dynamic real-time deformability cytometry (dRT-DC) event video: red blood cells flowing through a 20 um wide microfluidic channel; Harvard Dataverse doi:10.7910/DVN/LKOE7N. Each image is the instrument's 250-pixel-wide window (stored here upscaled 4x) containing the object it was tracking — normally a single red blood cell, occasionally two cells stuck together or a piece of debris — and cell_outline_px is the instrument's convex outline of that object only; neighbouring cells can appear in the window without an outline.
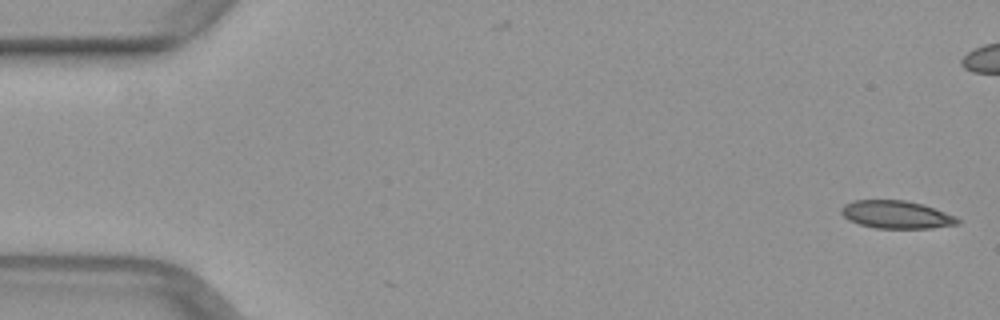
{"species": "common noctule bat (a hibernating species)", "species_latin": "Nyctalus noctula", "temperature_condition": "warm", "stored_images_in_passage": 51, "camera_frame_rate_fps": 3000, "um_per_image_px": 0.085, "animal": {"sex": "female", "body_mass_g": 29.2, "forearm_length_mm": 56.3}, "frame": {"image": 1, "passage_image": 1, "time_ms": 0.0, "image_size_px": [1000, 320], "cell_outline_px": [[960, 224], [928, 228], [876, 228], [860, 224], [848, 220], [840, 212], [840, 208], [844, 204], [856, 200], [904, 200], [920, 204], [956, 216], [960, 220]], "centroid_in_image_um": [76.16, 18.24], "position_along_channel_um": 8.8, "area_um2": 18.67}}
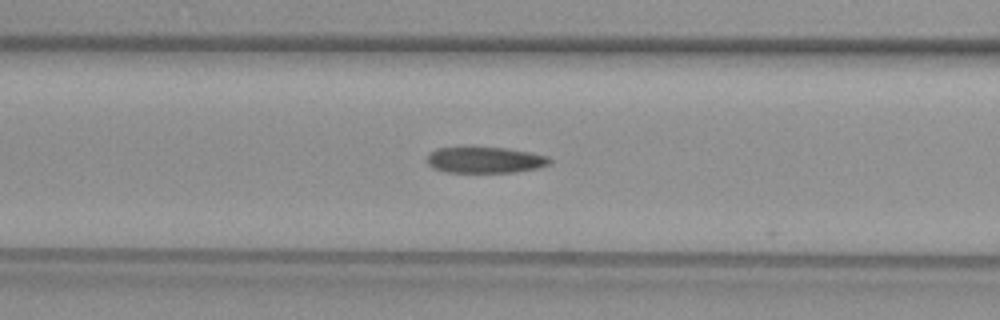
{"frame": {"image": 2, "passage_image": 20, "time_ms": 6.333, "image_size_px": [1000, 320], "cell_outline_px": [[552, 164], [536, 168], [516, 172], [444, 172], [432, 168], [428, 164], [428, 156], [436, 148], [508, 148], [548, 156], [552, 160]], "centroid_in_image_um": [41.26, 13.61], "position_along_channel_um": 125.3, "area_um2": 18.5}}
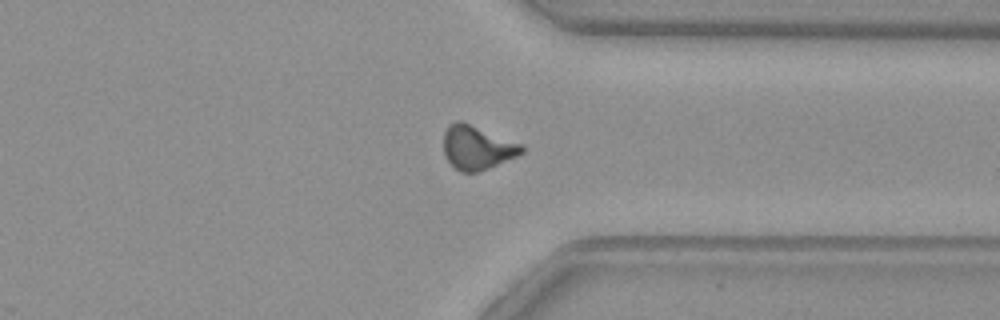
{"frame": {"image": 3, "passage_image": 38, "time_ms": 12.333, "image_size_px": [1000, 320], "cell_outline_px": [[524, 152], [516, 156], [480, 172], [460, 172], [444, 156], [444, 132], [448, 124], [456, 120], [460, 120], [524, 144]], "centroid_in_image_um": [40.56, 12.53], "position_along_channel_um": 370.8, "area_um2": 20.11}}